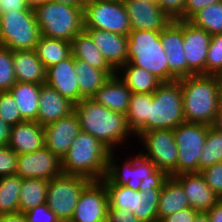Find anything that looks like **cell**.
<instances>
[{"instance_id":"91938a15","label":"cell","mask_w":222,"mask_h":222,"mask_svg":"<svg viewBox=\"0 0 222 222\" xmlns=\"http://www.w3.org/2000/svg\"><path fill=\"white\" fill-rule=\"evenodd\" d=\"M146 1L153 2V3H158V4H159L161 0H146Z\"/></svg>"},{"instance_id":"d6a6232c","label":"cell","mask_w":222,"mask_h":222,"mask_svg":"<svg viewBox=\"0 0 222 222\" xmlns=\"http://www.w3.org/2000/svg\"><path fill=\"white\" fill-rule=\"evenodd\" d=\"M48 180L24 178L20 191L19 212L25 213L46 203Z\"/></svg>"},{"instance_id":"816d5d0a","label":"cell","mask_w":222,"mask_h":222,"mask_svg":"<svg viewBox=\"0 0 222 222\" xmlns=\"http://www.w3.org/2000/svg\"><path fill=\"white\" fill-rule=\"evenodd\" d=\"M12 126L0 118V146H8Z\"/></svg>"},{"instance_id":"680465c9","label":"cell","mask_w":222,"mask_h":222,"mask_svg":"<svg viewBox=\"0 0 222 222\" xmlns=\"http://www.w3.org/2000/svg\"><path fill=\"white\" fill-rule=\"evenodd\" d=\"M82 1V4L84 6L88 5V4H91L93 2H97V1H100V0H81Z\"/></svg>"},{"instance_id":"3957f363","label":"cell","mask_w":222,"mask_h":222,"mask_svg":"<svg viewBox=\"0 0 222 222\" xmlns=\"http://www.w3.org/2000/svg\"><path fill=\"white\" fill-rule=\"evenodd\" d=\"M109 152L94 136L81 130L61 160L62 173L102 180L107 173Z\"/></svg>"},{"instance_id":"d4e9b609","label":"cell","mask_w":222,"mask_h":222,"mask_svg":"<svg viewBox=\"0 0 222 222\" xmlns=\"http://www.w3.org/2000/svg\"><path fill=\"white\" fill-rule=\"evenodd\" d=\"M13 68L18 82L46 83V68L35 50L13 51Z\"/></svg>"},{"instance_id":"5b68a950","label":"cell","mask_w":222,"mask_h":222,"mask_svg":"<svg viewBox=\"0 0 222 222\" xmlns=\"http://www.w3.org/2000/svg\"><path fill=\"white\" fill-rule=\"evenodd\" d=\"M41 35L69 42L84 31V8L57 3L52 0L34 9Z\"/></svg>"},{"instance_id":"681fc988","label":"cell","mask_w":222,"mask_h":222,"mask_svg":"<svg viewBox=\"0 0 222 222\" xmlns=\"http://www.w3.org/2000/svg\"><path fill=\"white\" fill-rule=\"evenodd\" d=\"M27 7L25 0H0V14L23 11Z\"/></svg>"},{"instance_id":"8992f818","label":"cell","mask_w":222,"mask_h":222,"mask_svg":"<svg viewBox=\"0 0 222 222\" xmlns=\"http://www.w3.org/2000/svg\"><path fill=\"white\" fill-rule=\"evenodd\" d=\"M161 31L131 30L128 34V63L169 82L167 55L160 40Z\"/></svg>"},{"instance_id":"f907efd6","label":"cell","mask_w":222,"mask_h":222,"mask_svg":"<svg viewBox=\"0 0 222 222\" xmlns=\"http://www.w3.org/2000/svg\"><path fill=\"white\" fill-rule=\"evenodd\" d=\"M210 222H222V199H220L211 209L207 212Z\"/></svg>"},{"instance_id":"9f6ffc18","label":"cell","mask_w":222,"mask_h":222,"mask_svg":"<svg viewBox=\"0 0 222 222\" xmlns=\"http://www.w3.org/2000/svg\"><path fill=\"white\" fill-rule=\"evenodd\" d=\"M47 1L49 0H25L26 5L28 6V8H31V9H35L36 7L44 4Z\"/></svg>"},{"instance_id":"4dcf8cb0","label":"cell","mask_w":222,"mask_h":222,"mask_svg":"<svg viewBox=\"0 0 222 222\" xmlns=\"http://www.w3.org/2000/svg\"><path fill=\"white\" fill-rule=\"evenodd\" d=\"M74 69L77 74L80 99L92 98L109 79L103 71L92 67L87 62L74 58Z\"/></svg>"},{"instance_id":"74e56055","label":"cell","mask_w":222,"mask_h":222,"mask_svg":"<svg viewBox=\"0 0 222 222\" xmlns=\"http://www.w3.org/2000/svg\"><path fill=\"white\" fill-rule=\"evenodd\" d=\"M162 189H145L139 191L137 216L141 222H154L158 220L157 208Z\"/></svg>"},{"instance_id":"7bdbcfd3","label":"cell","mask_w":222,"mask_h":222,"mask_svg":"<svg viewBox=\"0 0 222 222\" xmlns=\"http://www.w3.org/2000/svg\"><path fill=\"white\" fill-rule=\"evenodd\" d=\"M18 154L8 146H0V177L16 174Z\"/></svg>"},{"instance_id":"d6986e66","label":"cell","mask_w":222,"mask_h":222,"mask_svg":"<svg viewBox=\"0 0 222 222\" xmlns=\"http://www.w3.org/2000/svg\"><path fill=\"white\" fill-rule=\"evenodd\" d=\"M84 31L91 37L104 58L116 71L128 62V35L95 28H84Z\"/></svg>"},{"instance_id":"ab89813d","label":"cell","mask_w":222,"mask_h":222,"mask_svg":"<svg viewBox=\"0 0 222 222\" xmlns=\"http://www.w3.org/2000/svg\"><path fill=\"white\" fill-rule=\"evenodd\" d=\"M205 74L222 77V33L211 36L205 64Z\"/></svg>"},{"instance_id":"e575fe53","label":"cell","mask_w":222,"mask_h":222,"mask_svg":"<svg viewBox=\"0 0 222 222\" xmlns=\"http://www.w3.org/2000/svg\"><path fill=\"white\" fill-rule=\"evenodd\" d=\"M108 192V205L112 209H126L137 216L139 191L124 185L105 184Z\"/></svg>"},{"instance_id":"ee69618b","label":"cell","mask_w":222,"mask_h":222,"mask_svg":"<svg viewBox=\"0 0 222 222\" xmlns=\"http://www.w3.org/2000/svg\"><path fill=\"white\" fill-rule=\"evenodd\" d=\"M27 222H61L46 203L24 213Z\"/></svg>"},{"instance_id":"4316f807","label":"cell","mask_w":222,"mask_h":222,"mask_svg":"<svg viewBox=\"0 0 222 222\" xmlns=\"http://www.w3.org/2000/svg\"><path fill=\"white\" fill-rule=\"evenodd\" d=\"M152 100L153 93L131 94L125 117L129 130L137 137L149 130V111Z\"/></svg>"},{"instance_id":"44dd1931","label":"cell","mask_w":222,"mask_h":222,"mask_svg":"<svg viewBox=\"0 0 222 222\" xmlns=\"http://www.w3.org/2000/svg\"><path fill=\"white\" fill-rule=\"evenodd\" d=\"M46 83L73 104H76L80 100L77 74L75 73L74 57L72 54L46 70Z\"/></svg>"},{"instance_id":"6f0895ef","label":"cell","mask_w":222,"mask_h":222,"mask_svg":"<svg viewBox=\"0 0 222 222\" xmlns=\"http://www.w3.org/2000/svg\"><path fill=\"white\" fill-rule=\"evenodd\" d=\"M193 222H210L206 212H198Z\"/></svg>"},{"instance_id":"7c38bea8","label":"cell","mask_w":222,"mask_h":222,"mask_svg":"<svg viewBox=\"0 0 222 222\" xmlns=\"http://www.w3.org/2000/svg\"><path fill=\"white\" fill-rule=\"evenodd\" d=\"M138 139L142 141L147 152L141 154L151 160L156 169L163 170L172 177L177 175L178 148L173 130H148L143 132Z\"/></svg>"},{"instance_id":"cb8c5ba5","label":"cell","mask_w":222,"mask_h":222,"mask_svg":"<svg viewBox=\"0 0 222 222\" xmlns=\"http://www.w3.org/2000/svg\"><path fill=\"white\" fill-rule=\"evenodd\" d=\"M131 94L132 92L128 86L116 74L109 77L92 99L110 110L125 115L129 108Z\"/></svg>"},{"instance_id":"9c48e42d","label":"cell","mask_w":222,"mask_h":222,"mask_svg":"<svg viewBox=\"0 0 222 222\" xmlns=\"http://www.w3.org/2000/svg\"><path fill=\"white\" fill-rule=\"evenodd\" d=\"M90 179L61 173L48 182L46 204L61 222H69L83 189Z\"/></svg>"},{"instance_id":"83f0119b","label":"cell","mask_w":222,"mask_h":222,"mask_svg":"<svg viewBox=\"0 0 222 222\" xmlns=\"http://www.w3.org/2000/svg\"><path fill=\"white\" fill-rule=\"evenodd\" d=\"M40 88L41 84L17 81L9 90L26 121L37 122Z\"/></svg>"},{"instance_id":"ba28073f","label":"cell","mask_w":222,"mask_h":222,"mask_svg":"<svg viewBox=\"0 0 222 222\" xmlns=\"http://www.w3.org/2000/svg\"><path fill=\"white\" fill-rule=\"evenodd\" d=\"M41 36L34 9L0 14V45L12 51L34 50Z\"/></svg>"},{"instance_id":"f6af8a7d","label":"cell","mask_w":222,"mask_h":222,"mask_svg":"<svg viewBox=\"0 0 222 222\" xmlns=\"http://www.w3.org/2000/svg\"><path fill=\"white\" fill-rule=\"evenodd\" d=\"M159 5L171 20H183L186 0H161Z\"/></svg>"},{"instance_id":"f546056e","label":"cell","mask_w":222,"mask_h":222,"mask_svg":"<svg viewBox=\"0 0 222 222\" xmlns=\"http://www.w3.org/2000/svg\"><path fill=\"white\" fill-rule=\"evenodd\" d=\"M116 73L117 75L121 73L119 78L128 86L132 93H153L162 83L151 72L128 62L121 66Z\"/></svg>"},{"instance_id":"603a6c76","label":"cell","mask_w":222,"mask_h":222,"mask_svg":"<svg viewBox=\"0 0 222 222\" xmlns=\"http://www.w3.org/2000/svg\"><path fill=\"white\" fill-rule=\"evenodd\" d=\"M45 146L44 126L36 121H23L11 128L10 147L16 154H28Z\"/></svg>"},{"instance_id":"277c9868","label":"cell","mask_w":222,"mask_h":222,"mask_svg":"<svg viewBox=\"0 0 222 222\" xmlns=\"http://www.w3.org/2000/svg\"><path fill=\"white\" fill-rule=\"evenodd\" d=\"M128 159L124 160L123 166L120 167L115 161L114 151H110L107 173L101 181L104 184L124 185L131 190L144 192L146 188L162 189L170 177L165 171L156 169L155 164L141 152Z\"/></svg>"},{"instance_id":"7402d4cb","label":"cell","mask_w":222,"mask_h":222,"mask_svg":"<svg viewBox=\"0 0 222 222\" xmlns=\"http://www.w3.org/2000/svg\"><path fill=\"white\" fill-rule=\"evenodd\" d=\"M75 104L47 83L41 84L37 122L48 125L74 112Z\"/></svg>"},{"instance_id":"9a60e30c","label":"cell","mask_w":222,"mask_h":222,"mask_svg":"<svg viewBox=\"0 0 222 222\" xmlns=\"http://www.w3.org/2000/svg\"><path fill=\"white\" fill-rule=\"evenodd\" d=\"M211 35L195 26L189 20H183L184 52L187 60V77L193 74H205V64Z\"/></svg>"},{"instance_id":"1f68e13d","label":"cell","mask_w":222,"mask_h":222,"mask_svg":"<svg viewBox=\"0 0 222 222\" xmlns=\"http://www.w3.org/2000/svg\"><path fill=\"white\" fill-rule=\"evenodd\" d=\"M34 50L46 70L72 54L71 42L42 35Z\"/></svg>"},{"instance_id":"f5cc1de1","label":"cell","mask_w":222,"mask_h":222,"mask_svg":"<svg viewBox=\"0 0 222 222\" xmlns=\"http://www.w3.org/2000/svg\"><path fill=\"white\" fill-rule=\"evenodd\" d=\"M0 222H27L24 213L2 214L0 215Z\"/></svg>"},{"instance_id":"c3c4849f","label":"cell","mask_w":222,"mask_h":222,"mask_svg":"<svg viewBox=\"0 0 222 222\" xmlns=\"http://www.w3.org/2000/svg\"><path fill=\"white\" fill-rule=\"evenodd\" d=\"M198 211L189 207L164 217L163 222H193Z\"/></svg>"},{"instance_id":"30bf717a","label":"cell","mask_w":222,"mask_h":222,"mask_svg":"<svg viewBox=\"0 0 222 222\" xmlns=\"http://www.w3.org/2000/svg\"><path fill=\"white\" fill-rule=\"evenodd\" d=\"M209 129L207 124L186 121L173 129L178 148L177 175L199 172V159Z\"/></svg>"},{"instance_id":"6da1fadb","label":"cell","mask_w":222,"mask_h":222,"mask_svg":"<svg viewBox=\"0 0 222 222\" xmlns=\"http://www.w3.org/2000/svg\"><path fill=\"white\" fill-rule=\"evenodd\" d=\"M180 82L185 121L211 126L222 104V77L193 74Z\"/></svg>"},{"instance_id":"484cf974","label":"cell","mask_w":222,"mask_h":222,"mask_svg":"<svg viewBox=\"0 0 222 222\" xmlns=\"http://www.w3.org/2000/svg\"><path fill=\"white\" fill-rule=\"evenodd\" d=\"M71 50L75 59L87 62L92 67L103 70L109 77L117 74V71L104 58L101 51L85 31H82L72 39Z\"/></svg>"},{"instance_id":"ffe728a7","label":"cell","mask_w":222,"mask_h":222,"mask_svg":"<svg viewBox=\"0 0 222 222\" xmlns=\"http://www.w3.org/2000/svg\"><path fill=\"white\" fill-rule=\"evenodd\" d=\"M173 177L182 185L190 207L198 212H207L220 200L200 172L180 173Z\"/></svg>"},{"instance_id":"836d02e7","label":"cell","mask_w":222,"mask_h":222,"mask_svg":"<svg viewBox=\"0 0 222 222\" xmlns=\"http://www.w3.org/2000/svg\"><path fill=\"white\" fill-rule=\"evenodd\" d=\"M23 179L18 175L0 177V215L19 212Z\"/></svg>"},{"instance_id":"7dc6e473","label":"cell","mask_w":222,"mask_h":222,"mask_svg":"<svg viewBox=\"0 0 222 222\" xmlns=\"http://www.w3.org/2000/svg\"><path fill=\"white\" fill-rule=\"evenodd\" d=\"M107 222H141L126 209H112L108 205Z\"/></svg>"},{"instance_id":"e0dca14e","label":"cell","mask_w":222,"mask_h":222,"mask_svg":"<svg viewBox=\"0 0 222 222\" xmlns=\"http://www.w3.org/2000/svg\"><path fill=\"white\" fill-rule=\"evenodd\" d=\"M80 131L79 119L74 111L44 126L45 147L62 160Z\"/></svg>"},{"instance_id":"52a82bcc","label":"cell","mask_w":222,"mask_h":222,"mask_svg":"<svg viewBox=\"0 0 222 222\" xmlns=\"http://www.w3.org/2000/svg\"><path fill=\"white\" fill-rule=\"evenodd\" d=\"M185 122L181 82H162L153 92L150 103L149 130H173Z\"/></svg>"},{"instance_id":"f35d334b","label":"cell","mask_w":222,"mask_h":222,"mask_svg":"<svg viewBox=\"0 0 222 222\" xmlns=\"http://www.w3.org/2000/svg\"><path fill=\"white\" fill-rule=\"evenodd\" d=\"M16 82L13 51L0 45V92L9 91Z\"/></svg>"},{"instance_id":"2e32d148","label":"cell","mask_w":222,"mask_h":222,"mask_svg":"<svg viewBox=\"0 0 222 222\" xmlns=\"http://www.w3.org/2000/svg\"><path fill=\"white\" fill-rule=\"evenodd\" d=\"M62 173L61 160L45 146L33 153L19 154L16 175L24 178L52 180Z\"/></svg>"},{"instance_id":"db71d44e","label":"cell","mask_w":222,"mask_h":222,"mask_svg":"<svg viewBox=\"0 0 222 222\" xmlns=\"http://www.w3.org/2000/svg\"><path fill=\"white\" fill-rule=\"evenodd\" d=\"M211 127L222 133V104L217 110L214 122L212 123Z\"/></svg>"},{"instance_id":"8d00e7d4","label":"cell","mask_w":222,"mask_h":222,"mask_svg":"<svg viewBox=\"0 0 222 222\" xmlns=\"http://www.w3.org/2000/svg\"><path fill=\"white\" fill-rule=\"evenodd\" d=\"M219 162H222V133L210 126L199 159V172Z\"/></svg>"},{"instance_id":"4fadbf2b","label":"cell","mask_w":222,"mask_h":222,"mask_svg":"<svg viewBox=\"0 0 222 222\" xmlns=\"http://www.w3.org/2000/svg\"><path fill=\"white\" fill-rule=\"evenodd\" d=\"M108 192L101 180L91 181L81 192L70 222H107Z\"/></svg>"},{"instance_id":"7a4b0ae2","label":"cell","mask_w":222,"mask_h":222,"mask_svg":"<svg viewBox=\"0 0 222 222\" xmlns=\"http://www.w3.org/2000/svg\"><path fill=\"white\" fill-rule=\"evenodd\" d=\"M74 111L81 130L94 136L110 151H116L113 149L121 146L133 134L123 113L110 110L92 98L80 99L75 104Z\"/></svg>"},{"instance_id":"bcb514c9","label":"cell","mask_w":222,"mask_h":222,"mask_svg":"<svg viewBox=\"0 0 222 222\" xmlns=\"http://www.w3.org/2000/svg\"><path fill=\"white\" fill-rule=\"evenodd\" d=\"M222 0H186L183 12V20H190L197 12L210 4L218 3Z\"/></svg>"},{"instance_id":"d590c367","label":"cell","mask_w":222,"mask_h":222,"mask_svg":"<svg viewBox=\"0 0 222 222\" xmlns=\"http://www.w3.org/2000/svg\"><path fill=\"white\" fill-rule=\"evenodd\" d=\"M195 26L204 29L211 36L222 33V1L210 4L197 12L190 20Z\"/></svg>"},{"instance_id":"60d3db41","label":"cell","mask_w":222,"mask_h":222,"mask_svg":"<svg viewBox=\"0 0 222 222\" xmlns=\"http://www.w3.org/2000/svg\"><path fill=\"white\" fill-rule=\"evenodd\" d=\"M0 118L11 126L25 121L9 91L0 92Z\"/></svg>"},{"instance_id":"ac0fdd59","label":"cell","mask_w":222,"mask_h":222,"mask_svg":"<svg viewBox=\"0 0 222 222\" xmlns=\"http://www.w3.org/2000/svg\"><path fill=\"white\" fill-rule=\"evenodd\" d=\"M131 30L162 31L172 20L158 3L146 0H123Z\"/></svg>"},{"instance_id":"11a10c76","label":"cell","mask_w":222,"mask_h":222,"mask_svg":"<svg viewBox=\"0 0 222 222\" xmlns=\"http://www.w3.org/2000/svg\"><path fill=\"white\" fill-rule=\"evenodd\" d=\"M57 3L67 4L73 7L84 8L85 6L82 4L81 0H52Z\"/></svg>"},{"instance_id":"b9f144b4","label":"cell","mask_w":222,"mask_h":222,"mask_svg":"<svg viewBox=\"0 0 222 222\" xmlns=\"http://www.w3.org/2000/svg\"><path fill=\"white\" fill-rule=\"evenodd\" d=\"M200 173L211 190L222 199V162L206 167Z\"/></svg>"},{"instance_id":"8fae6325","label":"cell","mask_w":222,"mask_h":222,"mask_svg":"<svg viewBox=\"0 0 222 222\" xmlns=\"http://www.w3.org/2000/svg\"><path fill=\"white\" fill-rule=\"evenodd\" d=\"M84 28L128 35L129 16L122 0H100L84 7Z\"/></svg>"},{"instance_id":"5bb4252c","label":"cell","mask_w":222,"mask_h":222,"mask_svg":"<svg viewBox=\"0 0 222 222\" xmlns=\"http://www.w3.org/2000/svg\"><path fill=\"white\" fill-rule=\"evenodd\" d=\"M167 55L169 82L187 77V60L183 42V20H172L160 34Z\"/></svg>"},{"instance_id":"f1b7e54d","label":"cell","mask_w":222,"mask_h":222,"mask_svg":"<svg viewBox=\"0 0 222 222\" xmlns=\"http://www.w3.org/2000/svg\"><path fill=\"white\" fill-rule=\"evenodd\" d=\"M189 201L183 191L182 185L172 176L164 183L159 197L157 208L158 220L189 208Z\"/></svg>"}]
</instances>
